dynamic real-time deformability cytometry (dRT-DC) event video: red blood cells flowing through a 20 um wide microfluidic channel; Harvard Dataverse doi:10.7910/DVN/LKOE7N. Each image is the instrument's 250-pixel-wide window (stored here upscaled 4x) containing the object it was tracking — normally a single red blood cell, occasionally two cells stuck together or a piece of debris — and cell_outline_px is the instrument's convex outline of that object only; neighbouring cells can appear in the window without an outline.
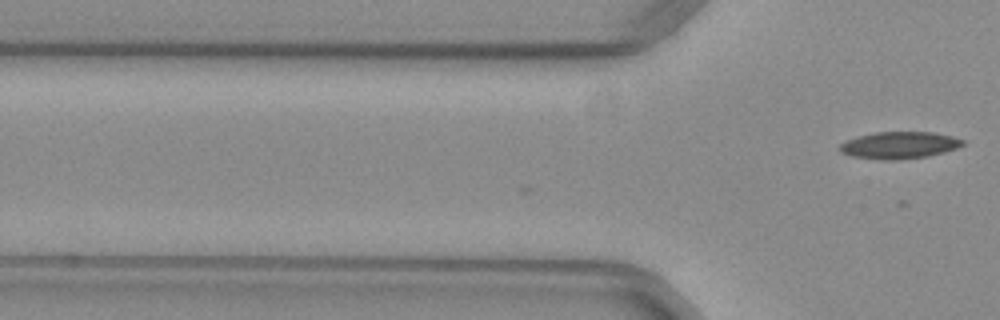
{"species": "common noctule bat (a hibernating species)", "species_latin": "Nyctalus noctula", "temperature_condition": "warm", "stored_images_in_passage": 3, "camera_frame_rate_fps": 3000, "um_per_image_px": 0.085, "animal": {"sex": "female", "body_mass_g": 29.2, "forearm_length_mm": 56.3}, "frame": {"image": 1, "passage_image": 3, "time_ms": 0.667, "image_size_px": [1000, 320], "cell_outline_px": [[964, 144], [956, 148], [944, 152], [924, 156], [896, 160], [884, 160], [852, 156], [840, 152], [836, 148], [840, 144], [856, 136], [876, 132], [932, 132], [952, 136], [964, 140]], "centroid_in_image_um": [76.4, 12.33], "position_along_channel_um": 49.4, "area_um2": 19.25}}